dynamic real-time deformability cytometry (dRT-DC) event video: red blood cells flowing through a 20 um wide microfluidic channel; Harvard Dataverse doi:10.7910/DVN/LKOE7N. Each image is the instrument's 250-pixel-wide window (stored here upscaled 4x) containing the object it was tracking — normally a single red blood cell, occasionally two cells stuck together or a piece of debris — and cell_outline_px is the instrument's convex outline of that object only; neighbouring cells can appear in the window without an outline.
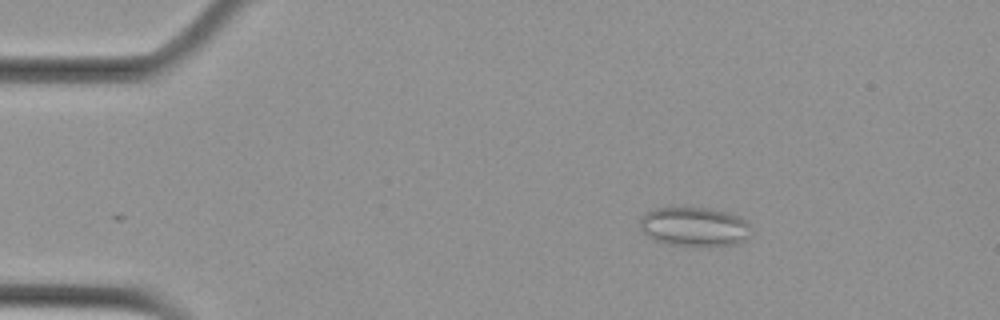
{"species": "Egyptian fruit bat (a non-hibernating species)", "species_latin": "Rousettus aegyptiacus", "temperature_condition": "cold", "stored_images_in_passage": 5, "camera_frame_rate_fps": 3000, "um_per_image_px": 0.085, "animal": {"sex": "female"}, "frame": {"image": 1, "passage_image": 3, "time_ms": 0.667, "image_size_px": [1000, 320], "cell_outline_px": [[748, 236], [744, 240], [736, 244], [668, 244], [652, 240], [640, 228], [640, 220], [644, 212], [656, 208], [712, 208], [728, 212], [744, 220], [748, 224]], "centroid_in_image_um": [58.95, 19.24], "position_along_channel_um": 26.0, "area_um2": 24.74}}